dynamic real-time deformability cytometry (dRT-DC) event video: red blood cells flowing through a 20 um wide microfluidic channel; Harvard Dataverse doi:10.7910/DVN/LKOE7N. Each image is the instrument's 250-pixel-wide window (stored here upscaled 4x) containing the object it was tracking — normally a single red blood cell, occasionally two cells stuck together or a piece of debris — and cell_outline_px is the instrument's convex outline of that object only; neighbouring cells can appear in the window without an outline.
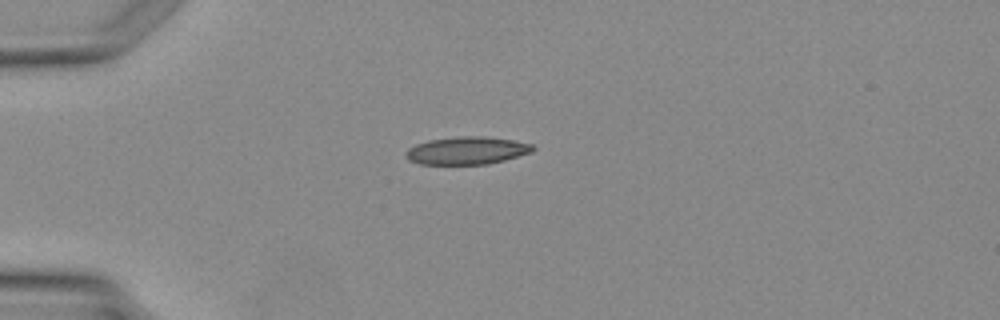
{"species": "Egyptian fruit bat (a non-hibernating species)", "species_latin": "Rousettus aegyptiacus", "temperature_condition": "warm", "stored_images_in_passage": 1, "camera_frame_rate_fps": 3000, "um_per_image_px": 0.085, "animal": {"sex": "female"}, "frame": {"image": 1, "passage_image": 1, "time_ms": 0.0, "image_size_px": [1000, 320], "cell_outline_px": [[536, 148], [532, 152], [504, 160], [488, 164], [420, 164], [408, 160], [404, 152], [408, 148], [416, 144], [428, 140], [460, 136], [484, 136], [512, 140], [532, 144]], "centroid_in_image_um": [39.67, 12.79], "position_along_channel_um": 45.3, "area_um2": 20.52}}